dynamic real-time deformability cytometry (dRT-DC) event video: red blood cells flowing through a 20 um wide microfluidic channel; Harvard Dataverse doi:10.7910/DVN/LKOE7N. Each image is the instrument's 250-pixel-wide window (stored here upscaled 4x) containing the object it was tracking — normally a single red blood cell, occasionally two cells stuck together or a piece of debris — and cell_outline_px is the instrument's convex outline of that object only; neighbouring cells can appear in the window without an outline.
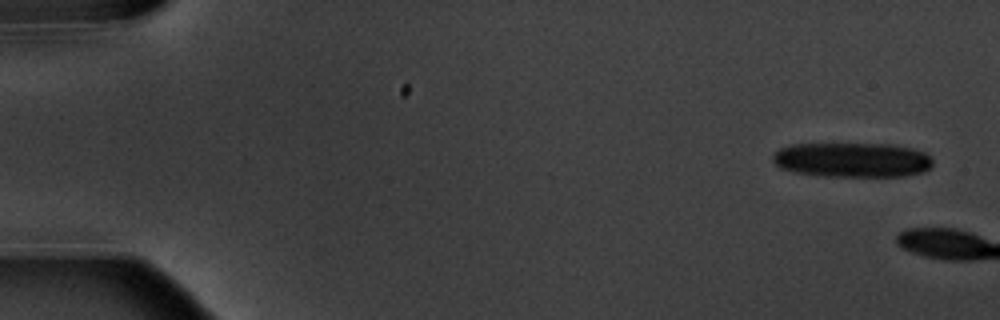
{"species": "common noctule bat (a hibernating species)", "species_latin": "Nyctalus noctula", "temperature_condition": "warm", "stored_images_in_passage": 2, "camera_frame_rate_fps": 3000, "um_per_image_px": 0.085, "animal": {"sex": "male", "body_mass_g": 20.1, "forearm_length_mm": 53.5}, "frame": {"image": 1, "passage_image": 1, "time_ms": 0.0, "image_size_px": [1000, 320], "cell_outline_px": [[932, 164], [924, 172], [904, 176], [824, 176], [796, 172], [780, 168], [772, 160], [772, 152], [780, 148], [792, 144], [892, 144], [912, 148], [924, 152], [932, 156]], "centroid_in_image_um": [72.44, 13.58], "position_along_channel_um": 12.6, "area_um2": 32.54}}